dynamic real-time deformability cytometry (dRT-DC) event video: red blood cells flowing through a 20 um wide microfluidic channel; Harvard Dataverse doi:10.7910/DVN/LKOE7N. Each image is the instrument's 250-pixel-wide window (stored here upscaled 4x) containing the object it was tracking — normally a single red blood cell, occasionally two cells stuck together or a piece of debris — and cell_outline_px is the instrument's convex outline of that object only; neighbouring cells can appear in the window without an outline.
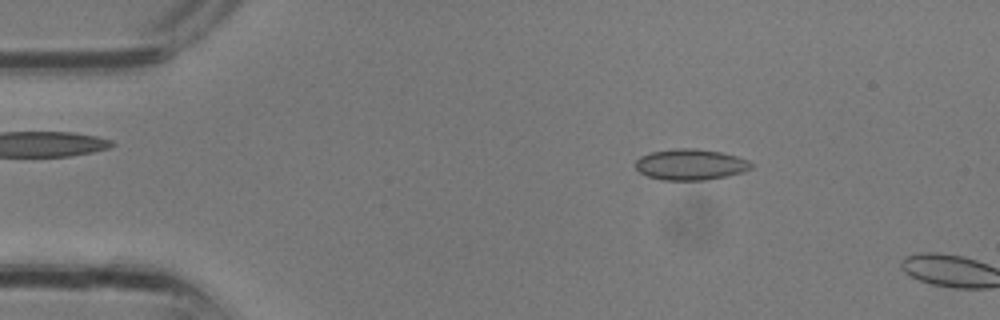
{"species": "common noctule bat (a hibernating species)", "species_latin": "Nyctalus noctula", "temperature_condition": "room temperature", "stored_images_in_passage": 6, "camera_frame_rate_fps": 3000, "um_per_image_px": 0.085, "animal": {"sex": "male", "body_mass_g": 13.3}, "frame": {"image": 1, "passage_image": 4, "time_ms": 1.0, "image_size_px": [1000, 320], "cell_outline_px": [[752, 168], [744, 172], [708, 180], [664, 180], [648, 176], [640, 172], [636, 168], [636, 160], [640, 156], [652, 152], [676, 148], [692, 148], [720, 152], [736, 156], [748, 160], [752, 164]], "centroid_in_image_um": [58.7, 13.99], "position_along_channel_um": 26.3, "area_um2": 20.81}}